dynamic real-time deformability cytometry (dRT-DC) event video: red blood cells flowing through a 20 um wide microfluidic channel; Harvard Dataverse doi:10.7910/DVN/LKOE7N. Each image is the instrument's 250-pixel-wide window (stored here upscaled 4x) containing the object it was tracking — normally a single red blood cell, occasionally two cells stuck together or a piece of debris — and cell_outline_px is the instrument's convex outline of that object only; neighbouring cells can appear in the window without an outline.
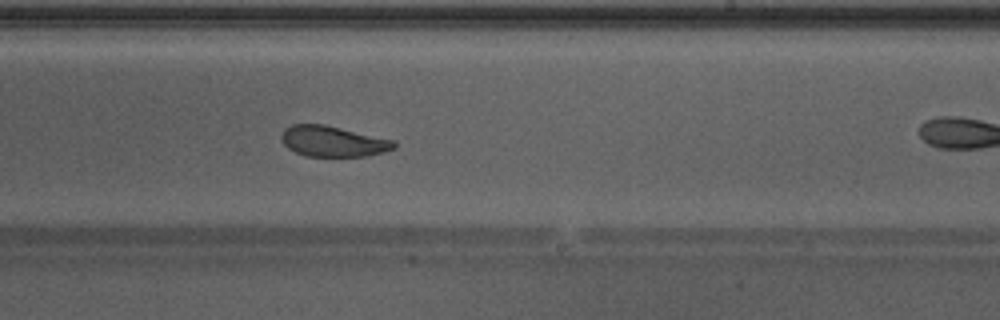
{"species": "Egyptian fruit bat (a non-hibernating species)", "species_latin": "Rousettus aegyptiacus", "temperature_condition": "warm", "stored_images_in_passage": 35, "camera_frame_rate_fps": 3000, "um_per_image_px": 0.085, "animal": {"sex": "male"}, "frame": {"image": 1, "passage_image": 16, "time_ms": 5.0, "image_size_px": [1000, 320], "cell_outline_px": [[396, 148], [384, 152], [368, 156], [304, 156], [288, 148], [284, 144], [280, 136], [292, 124], [324, 124], [396, 140]], "centroid_in_image_um": [28.36, 12.02], "position_along_channel_um": 260.6, "area_um2": 20.17}, "authors_computed_cell_mechanics": {"area_um2": 22.0218, "velocity_mm_per_s": 4.2798, "shape_relaxation_time_tau1_ms": 3.4746, "shape_relaxation_time_tau2_ms": 2.2442, "deformation_change_tau1": 0.1143, "deformation_change_tau2": 0.091}}